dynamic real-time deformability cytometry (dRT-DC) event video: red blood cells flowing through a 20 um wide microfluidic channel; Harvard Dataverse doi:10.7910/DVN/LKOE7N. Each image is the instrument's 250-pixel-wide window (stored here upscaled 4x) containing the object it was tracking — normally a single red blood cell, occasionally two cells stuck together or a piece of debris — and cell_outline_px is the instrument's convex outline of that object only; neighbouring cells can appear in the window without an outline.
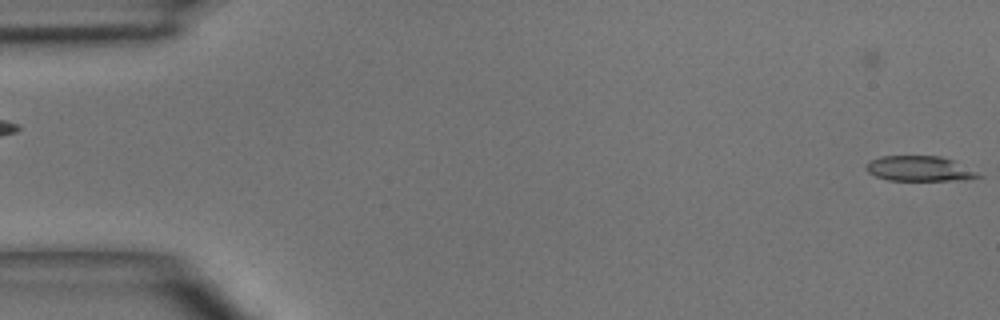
{"species": "common noctule bat (a hibernating species)", "species_latin": "Nyctalus noctula", "temperature_condition": "room temperature", "stored_images_in_passage": 5, "segment_of_instrument_passage": [2, 2], "camera_frame_rate_fps": 3000, "um_per_image_px": 0.085, "animal": {"sex": "male", "body_mass_g": 15.6}, "frame": {"image": 1, "passage_image": 5, "time_ms": 4.333, "image_size_px": [1000, 320], "cell_outline_px": [[984, 176], [964, 180], [888, 180], [876, 176], [868, 172], [864, 168], [868, 160], [880, 156], [940, 156], [952, 160]], "centroid_in_image_um": [78.09, 14.33], "position_along_channel_um": 6.9, "area_um2": 16.36}}